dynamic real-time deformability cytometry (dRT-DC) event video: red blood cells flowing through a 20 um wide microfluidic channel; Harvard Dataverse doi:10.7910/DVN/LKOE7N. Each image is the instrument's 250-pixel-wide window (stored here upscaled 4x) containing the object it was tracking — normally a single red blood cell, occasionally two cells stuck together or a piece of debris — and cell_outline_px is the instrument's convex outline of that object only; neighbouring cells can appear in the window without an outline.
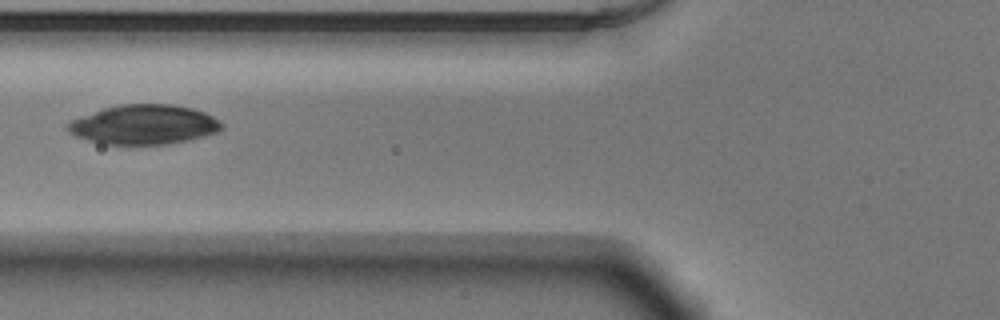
{"species": "Egyptian fruit bat (a non-hibernating species)", "species_latin": "Rousettus aegyptiacus", "temperature_condition": "warm", "stored_images_in_passage": 37, "camera_frame_rate_fps": 3000, "um_per_image_px": 0.085, "animal": {"sex": "male"}, "frame": {"image": 1, "passage_image": 6, "time_ms": 1.667, "image_size_px": [1000, 320], "cell_outline_px": [[224, 128], [216, 132], [204, 136], [188, 140], [164, 144], [100, 144], [76, 136], [68, 132], [64, 128], [72, 120], [104, 108], [120, 104], [172, 104], [192, 108], [204, 112], [220, 120], [224, 124]], "centroid_in_image_um": [12.25, 10.59], "position_along_channel_um": 113.6, "area_um2": 35.43}}
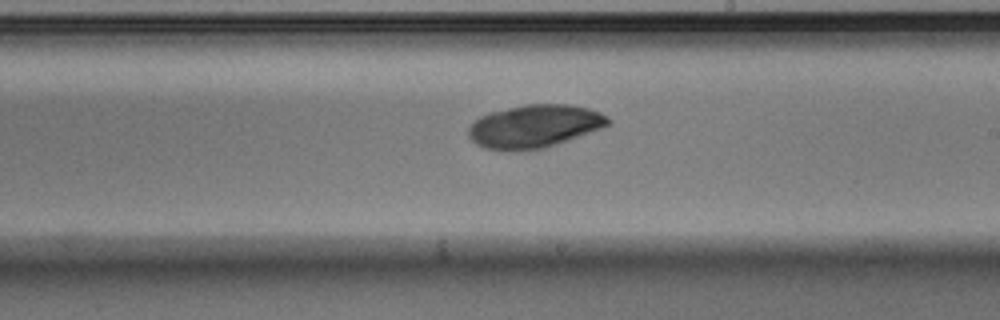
{"frame": {"image": 2, "passage_image": 16, "time_ms": 5.0, "image_size_px": [1000, 320], "cell_outline_px": [[612, 120], [608, 124], [600, 128], [556, 144], [544, 148], [524, 152], [484, 148], [476, 144], [468, 136], [468, 128], [480, 116], [492, 112], [508, 108], [528, 104], [568, 104], [588, 108], [600, 112], [608, 116]], "centroid_in_image_um": [45.41, 10.74], "position_along_channel_um": 243.6, "area_um2": 34.85}}
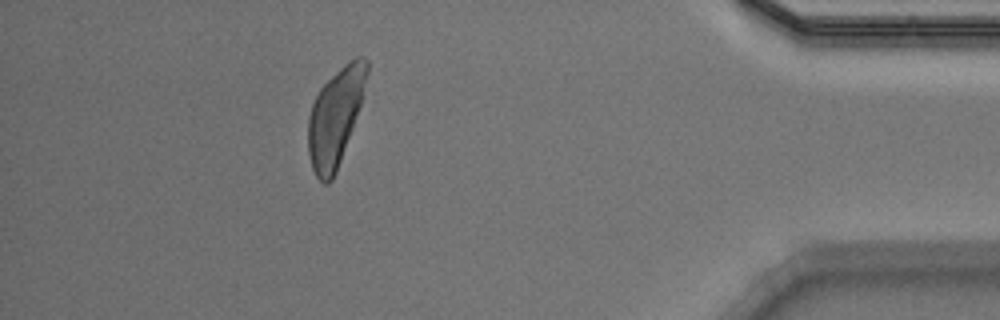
{"frame": {"image": 3, "passage_image": 32, "time_ms": 10.333, "image_size_px": [1000, 320], "cell_outline_px": [[368, 72], [360, 104], [352, 128], [336, 172], [332, 180], [328, 184], [324, 184], [316, 176], [312, 168], [308, 152], [308, 116], [312, 104], [320, 88], [344, 64], [356, 56], [364, 56], [368, 60]], "centroid_in_image_um": [28.48, 9.94], "position_along_channel_um": 406.7, "area_um2": 32.77}}